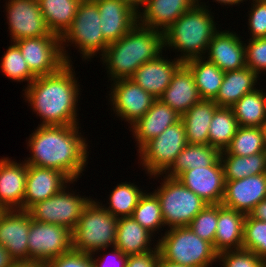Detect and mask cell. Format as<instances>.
<instances>
[{
	"mask_svg": "<svg viewBox=\"0 0 266 267\" xmlns=\"http://www.w3.org/2000/svg\"><path fill=\"white\" fill-rule=\"evenodd\" d=\"M78 128L77 125H40L30 135L28 143L33 155L25 163L59 170L71 181H76L88 158L87 144L78 135Z\"/></svg>",
	"mask_w": 266,
	"mask_h": 267,
	"instance_id": "cell-1",
	"label": "cell"
},
{
	"mask_svg": "<svg viewBox=\"0 0 266 267\" xmlns=\"http://www.w3.org/2000/svg\"><path fill=\"white\" fill-rule=\"evenodd\" d=\"M71 63L55 73L36 77L26 87L25 97L43 119L42 126L78 125V85Z\"/></svg>",
	"mask_w": 266,
	"mask_h": 267,
	"instance_id": "cell-2",
	"label": "cell"
},
{
	"mask_svg": "<svg viewBox=\"0 0 266 267\" xmlns=\"http://www.w3.org/2000/svg\"><path fill=\"white\" fill-rule=\"evenodd\" d=\"M163 47L162 31L137 23L125 36L110 43L102 58L113 81L130 79L141 65L158 57Z\"/></svg>",
	"mask_w": 266,
	"mask_h": 267,
	"instance_id": "cell-3",
	"label": "cell"
},
{
	"mask_svg": "<svg viewBox=\"0 0 266 267\" xmlns=\"http://www.w3.org/2000/svg\"><path fill=\"white\" fill-rule=\"evenodd\" d=\"M216 30L212 16L199 2L181 15L164 33V46L183 52L179 58L183 63L202 57ZM186 53V54H185ZM202 53V54H201Z\"/></svg>",
	"mask_w": 266,
	"mask_h": 267,
	"instance_id": "cell-4",
	"label": "cell"
},
{
	"mask_svg": "<svg viewBox=\"0 0 266 267\" xmlns=\"http://www.w3.org/2000/svg\"><path fill=\"white\" fill-rule=\"evenodd\" d=\"M118 218L90 200L84 207L77 226L72 230V248L76 251L95 254L116 242ZM93 252V253H92Z\"/></svg>",
	"mask_w": 266,
	"mask_h": 267,
	"instance_id": "cell-5",
	"label": "cell"
},
{
	"mask_svg": "<svg viewBox=\"0 0 266 267\" xmlns=\"http://www.w3.org/2000/svg\"><path fill=\"white\" fill-rule=\"evenodd\" d=\"M157 246L161 258L183 266L208 267L218 257L213 245L198 237L188 226L170 228Z\"/></svg>",
	"mask_w": 266,
	"mask_h": 267,
	"instance_id": "cell-6",
	"label": "cell"
},
{
	"mask_svg": "<svg viewBox=\"0 0 266 267\" xmlns=\"http://www.w3.org/2000/svg\"><path fill=\"white\" fill-rule=\"evenodd\" d=\"M164 180L158 191L154 192L161 205L164 225L170 228L188 226L208 203L178 179L166 177Z\"/></svg>",
	"mask_w": 266,
	"mask_h": 267,
	"instance_id": "cell-7",
	"label": "cell"
},
{
	"mask_svg": "<svg viewBox=\"0 0 266 267\" xmlns=\"http://www.w3.org/2000/svg\"><path fill=\"white\" fill-rule=\"evenodd\" d=\"M187 144L185 126L180 120L139 149L142 165L150 175L164 174Z\"/></svg>",
	"mask_w": 266,
	"mask_h": 267,
	"instance_id": "cell-8",
	"label": "cell"
},
{
	"mask_svg": "<svg viewBox=\"0 0 266 267\" xmlns=\"http://www.w3.org/2000/svg\"><path fill=\"white\" fill-rule=\"evenodd\" d=\"M97 4L93 0L82 1L71 27L61 37V45L70 41L78 44L83 57L90 58L99 50L103 55L109 43L104 39Z\"/></svg>",
	"mask_w": 266,
	"mask_h": 267,
	"instance_id": "cell-9",
	"label": "cell"
},
{
	"mask_svg": "<svg viewBox=\"0 0 266 267\" xmlns=\"http://www.w3.org/2000/svg\"><path fill=\"white\" fill-rule=\"evenodd\" d=\"M15 44L36 77L55 73L70 63L69 56L64 53L65 47L61 46V38L57 35L19 39Z\"/></svg>",
	"mask_w": 266,
	"mask_h": 267,
	"instance_id": "cell-10",
	"label": "cell"
},
{
	"mask_svg": "<svg viewBox=\"0 0 266 267\" xmlns=\"http://www.w3.org/2000/svg\"><path fill=\"white\" fill-rule=\"evenodd\" d=\"M66 186L55 195L31 206L27 212L37 222L60 225L71 231L77 226L84 207L90 199L66 193Z\"/></svg>",
	"mask_w": 266,
	"mask_h": 267,
	"instance_id": "cell-11",
	"label": "cell"
},
{
	"mask_svg": "<svg viewBox=\"0 0 266 267\" xmlns=\"http://www.w3.org/2000/svg\"><path fill=\"white\" fill-rule=\"evenodd\" d=\"M28 261L48 262L71 251L72 231L60 225L31 219L28 235Z\"/></svg>",
	"mask_w": 266,
	"mask_h": 267,
	"instance_id": "cell-12",
	"label": "cell"
},
{
	"mask_svg": "<svg viewBox=\"0 0 266 267\" xmlns=\"http://www.w3.org/2000/svg\"><path fill=\"white\" fill-rule=\"evenodd\" d=\"M6 6L13 42L56 35L48 28L37 0H9Z\"/></svg>",
	"mask_w": 266,
	"mask_h": 267,
	"instance_id": "cell-13",
	"label": "cell"
},
{
	"mask_svg": "<svg viewBox=\"0 0 266 267\" xmlns=\"http://www.w3.org/2000/svg\"><path fill=\"white\" fill-rule=\"evenodd\" d=\"M177 179L208 204H221L225 175L220 157L211 166L187 170Z\"/></svg>",
	"mask_w": 266,
	"mask_h": 267,
	"instance_id": "cell-14",
	"label": "cell"
},
{
	"mask_svg": "<svg viewBox=\"0 0 266 267\" xmlns=\"http://www.w3.org/2000/svg\"><path fill=\"white\" fill-rule=\"evenodd\" d=\"M31 219L27 211L19 209L3 210L0 214V244L16 262L28 261Z\"/></svg>",
	"mask_w": 266,
	"mask_h": 267,
	"instance_id": "cell-15",
	"label": "cell"
},
{
	"mask_svg": "<svg viewBox=\"0 0 266 267\" xmlns=\"http://www.w3.org/2000/svg\"><path fill=\"white\" fill-rule=\"evenodd\" d=\"M110 95L119 117L126 119L131 126L136 123L151 108L154 98L131 79L114 81Z\"/></svg>",
	"mask_w": 266,
	"mask_h": 267,
	"instance_id": "cell-16",
	"label": "cell"
},
{
	"mask_svg": "<svg viewBox=\"0 0 266 267\" xmlns=\"http://www.w3.org/2000/svg\"><path fill=\"white\" fill-rule=\"evenodd\" d=\"M266 198V173L238 180H225V192L221 204L248 215Z\"/></svg>",
	"mask_w": 266,
	"mask_h": 267,
	"instance_id": "cell-17",
	"label": "cell"
},
{
	"mask_svg": "<svg viewBox=\"0 0 266 267\" xmlns=\"http://www.w3.org/2000/svg\"><path fill=\"white\" fill-rule=\"evenodd\" d=\"M98 7L104 39L110 44L125 36L137 23L138 13L120 0H93Z\"/></svg>",
	"mask_w": 266,
	"mask_h": 267,
	"instance_id": "cell-18",
	"label": "cell"
},
{
	"mask_svg": "<svg viewBox=\"0 0 266 267\" xmlns=\"http://www.w3.org/2000/svg\"><path fill=\"white\" fill-rule=\"evenodd\" d=\"M72 181L61 171L28 165L23 210L27 211L35 203L44 201Z\"/></svg>",
	"mask_w": 266,
	"mask_h": 267,
	"instance_id": "cell-19",
	"label": "cell"
},
{
	"mask_svg": "<svg viewBox=\"0 0 266 267\" xmlns=\"http://www.w3.org/2000/svg\"><path fill=\"white\" fill-rule=\"evenodd\" d=\"M28 164L0 159V208L23 210Z\"/></svg>",
	"mask_w": 266,
	"mask_h": 267,
	"instance_id": "cell-20",
	"label": "cell"
},
{
	"mask_svg": "<svg viewBox=\"0 0 266 267\" xmlns=\"http://www.w3.org/2000/svg\"><path fill=\"white\" fill-rule=\"evenodd\" d=\"M182 64L183 62L179 58L175 62H170L159 55L141 65L130 79L154 98L159 99Z\"/></svg>",
	"mask_w": 266,
	"mask_h": 267,
	"instance_id": "cell-21",
	"label": "cell"
},
{
	"mask_svg": "<svg viewBox=\"0 0 266 267\" xmlns=\"http://www.w3.org/2000/svg\"><path fill=\"white\" fill-rule=\"evenodd\" d=\"M219 32L208 45L207 60L216 64L223 72L246 67L245 44L243 45L235 33Z\"/></svg>",
	"mask_w": 266,
	"mask_h": 267,
	"instance_id": "cell-22",
	"label": "cell"
},
{
	"mask_svg": "<svg viewBox=\"0 0 266 267\" xmlns=\"http://www.w3.org/2000/svg\"><path fill=\"white\" fill-rule=\"evenodd\" d=\"M198 2V0H145L143 14L138 12V23L155 30L162 29L164 32Z\"/></svg>",
	"mask_w": 266,
	"mask_h": 267,
	"instance_id": "cell-23",
	"label": "cell"
},
{
	"mask_svg": "<svg viewBox=\"0 0 266 267\" xmlns=\"http://www.w3.org/2000/svg\"><path fill=\"white\" fill-rule=\"evenodd\" d=\"M159 99L181 116L202 100L194 76L184 63L174 73L169 86Z\"/></svg>",
	"mask_w": 266,
	"mask_h": 267,
	"instance_id": "cell-24",
	"label": "cell"
},
{
	"mask_svg": "<svg viewBox=\"0 0 266 267\" xmlns=\"http://www.w3.org/2000/svg\"><path fill=\"white\" fill-rule=\"evenodd\" d=\"M180 120L181 115L162 100L155 99L144 116L131 126L136 141H138L139 149L150 139L160 135L166 128Z\"/></svg>",
	"mask_w": 266,
	"mask_h": 267,
	"instance_id": "cell-25",
	"label": "cell"
},
{
	"mask_svg": "<svg viewBox=\"0 0 266 267\" xmlns=\"http://www.w3.org/2000/svg\"><path fill=\"white\" fill-rule=\"evenodd\" d=\"M245 217V214L219 204L217 230L213 244L218 254L232 250V248L242 249Z\"/></svg>",
	"mask_w": 266,
	"mask_h": 267,
	"instance_id": "cell-26",
	"label": "cell"
},
{
	"mask_svg": "<svg viewBox=\"0 0 266 267\" xmlns=\"http://www.w3.org/2000/svg\"><path fill=\"white\" fill-rule=\"evenodd\" d=\"M218 108L214 100H201L181 116L188 144H209V126Z\"/></svg>",
	"mask_w": 266,
	"mask_h": 267,
	"instance_id": "cell-27",
	"label": "cell"
},
{
	"mask_svg": "<svg viewBox=\"0 0 266 267\" xmlns=\"http://www.w3.org/2000/svg\"><path fill=\"white\" fill-rule=\"evenodd\" d=\"M257 78L258 75L247 66L225 72L214 101L219 107L231 108L242 96L255 90Z\"/></svg>",
	"mask_w": 266,
	"mask_h": 267,
	"instance_id": "cell-28",
	"label": "cell"
},
{
	"mask_svg": "<svg viewBox=\"0 0 266 267\" xmlns=\"http://www.w3.org/2000/svg\"><path fill=\"white\" fill-rule=\"evenodd\" d=\"M151 233L131 217L118 218L114 247L125 255L144 254L153 251L149 248Z\"/></svg>",
	"mask_w": 266,
	"mask_h": 267,
	"instance_id": "cell-29",
	"label": "cell"
},
{
	"mask_svg": "<svg viewBox=\"0 0 266 267\" xmlns=\"http://www.w3.org/2000/svg\"><path fill=\"white\" fill-rule=\"evenodd\" d=\"M48 28L60 38L71 27L80 0H37Z\"/></svg>",
	"mask_w": 266,
	"mask_h": 267,
	"instance_id": "cell-30",
	"label": "cell"
},
{
	"mask_svg": "<svg viewBox=\"0 0 266 267\" xmlns=\"http://www.w3.org/2000/svg\"><path fill=\"white\" fill-rule=\"evenodd\" d=\"M203 57L192 58L184 62L194 76L195 85L202 100H214L221 87L225 72Z\"/></svg>",
	"mask_w": 266,
	"mask_h": 267,
	"instance_id": "cell-31",
	"label": "cell"
},
{
	"mask_svg": "<svg viewBox=\"0 0 266 267\" xmlns=\"http://www.w3.org/2000/svg\"><path fill=\"white\" fill-rule=\"evenodd\" d=\"M219 157L220 152L209 144H187L168 169V176L166 177L177 179L187 170L211 166Z\"/></svg>",
	"mask_w": 266,
	"mask_h": 267,
	"instance_id": "cell-32",
	"label": "cell"
},
{
	"mask_svg": "<svg viewBox=\"0 0 266 267\" xmlns=\"http://www.w3.org/2000/svg\"><path fill=\"white\" fill-rule=\"evenodd\" d=\"M231 109L239 126L260 127L266 121V95L255 89L242 96Z\"/></svg>",
	"mask_w": 266,
	"mask_h": 267,
	"instance_id": "cell-33",
	"label": "cell"
},
{
	"mask_svg": "<svg viewBox=\"0 0 266 267\" xmlns=\"http://www.w3.org/2000/svg\"><path fill=\"white\" fill-rule=\"evenodd\" d=\"M224 155H226L224 157ZM227 157V158H226ZM225 180H238L252 175L266 173V152L249 156H236L220 152Z\"/></svg>",
	"mask_w": 266,
	"mask_h": 267,
	"instance_id": "cell-34",
	"label": "cell"
},
{
	"mask_svg": "<svg viewBox=\"0 0 266 267\" xmlns=\"http://www.w3.org/2000/svg\"><path fill=\"white\" fill-rule=\"evenodd\" d=\"M239 125L231 108L219 107L209 126V145L219 152L225 151Z\"/></svg>",
	"mask_w": 266,
	"mask_h": 267,
	"instance_id": "cell-35",
	"label": "cell"
},
{
	"mask_svg": "<svg viewBox=\"0 0 266 267\" xmlns=\"http://www.w3.org/2000/svg\"><path fill=\"white\" fill-rule=\"evenodd\" d=\"M224 152L225 154L236 156H249L259 152H266L261 128L239 126Z\"/></svg>",
	"mask_w": 266,
	"mask_h": 267,
	"instance_id": "cell-36",
	"label": "cell"
},
{
	"mask_svg": "<svg viewBox=\"0 0 266 267\" xmlns=\"http://www.w3.org/2000/svg\"><path fill=\"white\" fill-rule=\"evenodd\" d=\"M143 194L133 183H121L111 192L110 206L105 209L116 218L131 217Z\"/></svg>",
	"mask_w": 266,
	"mask_h": 267,
	"instance_id": "cell-37",
	"label": "cell"
},
{
	"mask_svg": "<svg viewBox=\"0 0 266 267\" xmlns=\"http://www.w3.org/2000/svg\"><path fill=\"white\" fill-rule=\"evenodd\" d=\"M151 234L164 225L161 205L155 193L143 194L131 216Z\"/></svg>",
	"mask_w": 266,
	"mask_h": 267,
	"instance_id": "cell-38",
	"label": "cell"
},
{
	"mask_svg": "<svg viewBox=\"0 0 266 267\" xmlns=\"http://www.w3.org/2000/svg\"><path fill=\"white\" fill-rule=\"evenodd\" d=\"M242 249L254 252L266 261V221L246 215L243 225Z\"/></svg>",
	"mask_w": 266,
	"mask_h": 267,
	"instance_id": "cell-39",
	"label": "cell"
},
{
	"mask_svg": "<svg viewBox=\"0 0 266 267\" xmlns=\"http://www.w3.org/2000/svg\"><path fill=\"white\" fill-rule=\"evenodd\" d=\"M1 61L3 73L12 80H27L30 84L36 78L30 71L22 56L21 50L15 43L8 47Z\"/></svg>",
	"mask_w": 266,
	"mask_h": 267,
	"instance_id": "cell-40",
	"label": "cell"
},
{
	"mask_svg": "<svg viewBox=\"0 0 266 267\" xmlns=\"http://www.w3.org/2000/svg\"><path fill=\"white\" fill-rule=\"evenodd\" d=\"M219 215V204H208L188 225L198 237L214 244Z\"/></svg>",
	"mask_w": 266,
	"mask_h": 267,
	"instance_id": "cell-41",
	"label": "cell"
},
{
	"mask_svg": "<svg viewBox=\"0 0 266 267\" xmlns=\"http://www.w3.org/2000/svg\"><path fill=\"white\" fill-rule=\"evenodd\" d=\"M223 267H266V261L245 249L228 250L218 254Z\"/></svg>",
	"mask_w": 266,
	"mask_h": 267,
	"instance_id": "cell-42",
	"label": "cell"
},
{
	"mask_svg": "<svg viewBox=\"0 0 266 267\" xmlns=\"http://www.w3.org/2000/svg\"><path fill=\"white\" fill-rule=\"evenodd\" d=\"M246 66L257 75L266 71V37L250 39L245 46Z\"/></svg>",
	"mask_w": 266,
	"mask_h": 267,
	"instance_id": "cell-43",
	"label": "cell"
},
{
	"mask_svg": "<svg viewBox=\"0 0 266 267\" xmlns=\"http://www.w3.org/2000/svg\"><path fill=\"white\" fill-rule=\"evenodd\" d=\"M92 254L76 251L64 253L47 262V267H94Z\"/></svg>",
	"mask_w": 266,
	"mask_h": 267,
	"instance_id": "cell-44",
	"label": "cell"
},
{
	"mask_svg": "<svg viewBox=\"0 0 266 267\" xmlns=\"http://www.w3.org/2000/svg\"><path fill=\"white\" fill-rule=\"evenodd\" d=\"M253 8L249 14L251 39L266 37V0H253Z\"/></svg>",
	"mask_w": 266,
	"mask_h": 267,
	"instance_id": "cell-45",
	"label": "cell"
},
{
	"mask_svg": "<svg viewBox=\"0 0 266 267\" xmlns=\"http://www.w3.org/2000/svg\"><path fill=\"white\" fill-rule=\"evenodd\" d=\"M144 254L128 255L125 267H157L160 256L158 246Z\"/></svg>",
	"mask_w": 266,
	"mask_h": 267,
	"instance_id": "cell-46",
	"label": "cell"
},
{
	"mask_svg": "<svg viewBox=\"0 0 266 267\" xmlns=\"http://www.w3.org/2000/svg\"><path fill=\"white\" fill-rule=\"evenodd\" d=\"M113 250H114V252L112 251V253H114L113 255L115 256L116 259H119L118 260V262H119L118 267H125L128 256L125 255L120 249H118L116 247H114ZM114 256H112V257H114ZM103 259H107V257L103 258ZM92 260H93L94 267H107V265L105 266V263L102 262L103 260H98V259L96 260V258L93 259V257H92ZM108 265H109V263H108Z\"/></svg>",
	"mask_w": 266,
	"mask_h": 267,
	"instance_id": "cell-47",
	"label": "cell"
},
{
	"mask_svg": "<svg viewBox=\"0 0 266 267\" xmlns=\"http://www.w3.org/2000/svg\"><path fill=\"white\" fill-rule=\"evenodd\" d=\"M248 215L257 220L266 221V198L258 203Z\"/></svg>",
	"mask_w": 266,
	"mask_h": 267,
	"instance_id": "cell-48",
	"label": "cell"
},
{
	"mask_svg": "<svg viewBox=\"0 0 266 267\" xmlns=\"http://www.w3.org/2000/svg\"><path fill=\"white\" fill-rule=\"evenodd\" d=\"M15 262L6 248L0 244V267H11Z\"/></svg>",
	"mask_w": 266,
	"mask_h": 267,
	"instance_id": "cell-49",
	"label": "cell"
},
{
	"mask_svg": "<svg viewBox=\"0 0 266 267\" xmlns=\"http://www.w3.org/2000/svg\"><path fill=\"white\" fill-rule=\"evenodd\" d=\"M11 267H47V263L41 261H20L15 262Z\"/></svg>",
	"mask_w": 266,
	"mask_h": 267,
	"instance_id": "cell-50",
	"label": "cell"
},
{
	"mask_svg": "<svg viewBox=\"0 0 266 267\" xmlns=\"http://www.w3.org/2000/svg\"><path fill=\"white\" fill-rule=\"evenodd\" d=\"M157 267H189V266H183L180 264H175L172 262H169L167 260H164L163 258H159Z\"/></svg>",
	"mask_w": 266,
	"mask_h": 267,
	"instance_id": "cell-51",
	"label": "cell"
},
{
	"mask_svg": "<svg viewBox=\"0 0 266 267\" xmlns=\"http://www.w3.org/2000/svg\"><path fill=\"white\" fill-rule=\"evenodd\" d=\"M120 1L126 2L128 5H130L137 12H138V10H137L138 6L139 5H143L144 6V2H145V0H120Z\"/></svg>",
	"mask_w": 266,
	"mask_h": 267,
	"instance_id": "cell-52",
	"label": "cell"
},
{
	"mask_svg": "<svg viewBox=\"0 0 266 267\" xmlns=\"http://www.w3.org/2000/svg\"><path fill=\"white\" fill-rule=\"evenodd\" d=\"M217 2H219V3H223L224 5H227V4H231V5H233V4H238V3H240L241 1H244V0H216Z\"/></svg>",
	"mask_w": 266,
	"mask_h": 267,
	"instance_id": "cell-53",
	"label": "cell"
},
{
	"mask_svg": "<svg viewBox=\"0 0 266 267\" xmlns=\"http://www.w3.org/2000/svg\"><path fill=\"white\" fill-rule=\"evenodd\" d=\"M263 133V142L266 149V121L260 126Z\"/></svg>",
	"mask_w": 266,
	"mask_h": 267,
	"instance_id": "cell-54",
	"label": "cell"
}]
</instances>
